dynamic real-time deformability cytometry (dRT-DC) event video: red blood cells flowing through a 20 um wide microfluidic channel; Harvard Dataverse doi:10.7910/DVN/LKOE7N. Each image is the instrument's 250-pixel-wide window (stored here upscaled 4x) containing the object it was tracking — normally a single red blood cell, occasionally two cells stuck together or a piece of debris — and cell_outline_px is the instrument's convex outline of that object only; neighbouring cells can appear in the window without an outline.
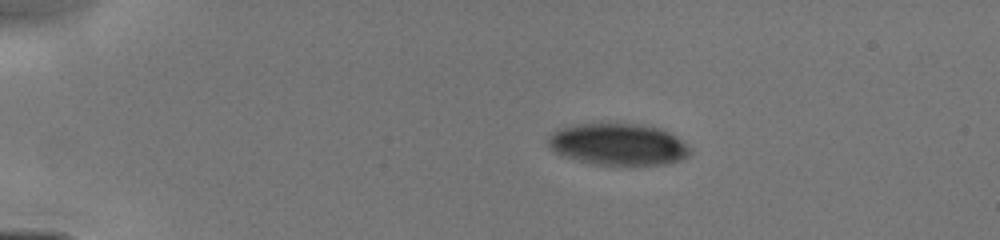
{"species": "human", "species_latin": "Homo sapiens", "temperature_condition": "cold", "stored_images_in_passage": 11, "camera_frame_rate_fps": 3000, "um_per_image_px": 0.085, "donor": {"sex": "male"}, "frame": {"image": 1, "passage_image": 7, "time_ms": 3.0, "image_size_px": [1000, 240], "cell_outline_px": [[688, 156], [680, 160], [668, 164], [596, 164], [580, 160], [556, 152], [548, 144], [548, 140], [560, 128], [580, 124], [636, 124], [660, 128], [668, 132], [680, 140], [688, 148]], "centroid_in_image_um": [52.57, 12.27], "position_along_channel_um": 32.4, "area_um2": 33.35}}
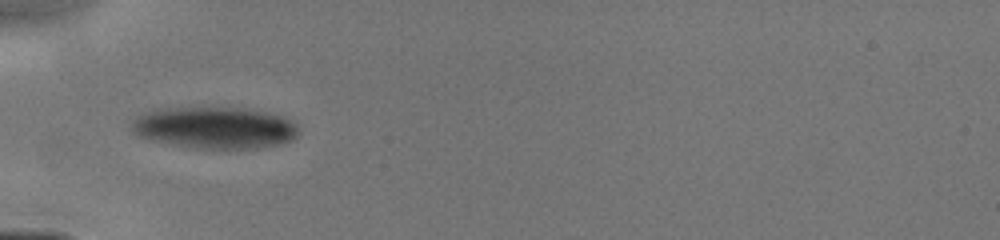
{"frame": {"image": 2, "passage_image": 10, "time_ms": 5.333, "image_size_px": [1000, 240], "cell_outline_px": [[300, 132], [292, 140], [280, 144], [256, 148], [200, 148], [140, 136], [132, 128], [132, 120], [148, 112], [160, 108], [248, 108], [280, 116], [288, 120]], "centroid_in_image_um": [18.31, 10.84], "position_along_channel_um": 66.7, "area_um2": 39.3}}